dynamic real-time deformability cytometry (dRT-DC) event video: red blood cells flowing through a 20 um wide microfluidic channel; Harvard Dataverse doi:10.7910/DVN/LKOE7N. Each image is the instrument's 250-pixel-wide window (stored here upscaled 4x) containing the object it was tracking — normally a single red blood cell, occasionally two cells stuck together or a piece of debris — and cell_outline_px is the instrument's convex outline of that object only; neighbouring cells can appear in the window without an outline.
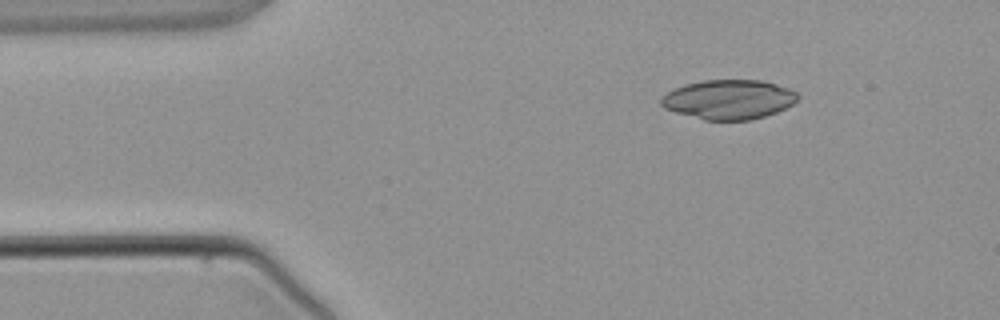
{"species": "common noctule bat (a hibernating species)", "species_latin": "Nyctalus noctula", "temperature_condition": "warm", "stored_images_in_passage": 3, "camera_frame_rate_fps": 3000, "um_per_image_px": 0.085, "animal": {"sex": "male", "body_mass_g": 21.5, "forearm_length_mm": 52.0}, "frame": {"image": 1, "passage_image": 1, "time_ms": 0.0, "image_size_px": [1000, 320], "cell_outline_px": [[800, 96], [792, 104], [776, 112], [752, 120], [704, 120], [676, 112], [664, 108], [660, 104], [660, 100], [668, 92], [684, 84], [704, 80], [760, 80], [776, 84], [788, 88], [796, 92]], "centroid_in_image_um": [61.94, 8.45], "position_along_channel_um": 23.1, "area_um2": 31.27}}